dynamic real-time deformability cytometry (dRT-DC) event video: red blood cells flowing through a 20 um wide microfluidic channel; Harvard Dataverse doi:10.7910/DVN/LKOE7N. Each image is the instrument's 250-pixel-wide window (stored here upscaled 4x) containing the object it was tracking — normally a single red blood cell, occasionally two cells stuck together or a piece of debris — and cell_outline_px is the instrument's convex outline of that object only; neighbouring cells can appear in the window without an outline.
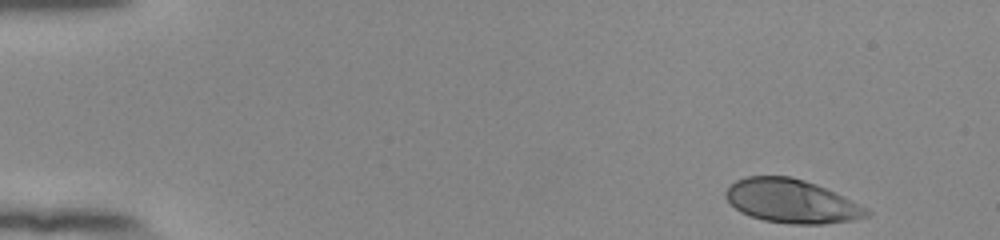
{"species": "human", "species_latin": "Homo sapiens", "temperature_condition": "room temperature", "stored_images_in_passage": 49, "camera_frame_rate_fps": 3000, "um_per_image_px": 0.085, "donor": {"sex": "female"}, "frame": {"image": 1, "passage_image": 1, "time_ms": 0.0, "image_size_px": [1000, 240], "cell_outline_px": [[872, 212], [868, 216], [852, 220], [820, 224], [792, 224], [764, 220], [740, 212], [724, 196], [724, 192], [736, 180], [744, 176], [788, 176], [804, 180], [816, 184], [868, 208]], "centroid_in_image_um": [67.27, 17.09], "position_along_channel_um": 17.7, "area_um2": 35.55}}
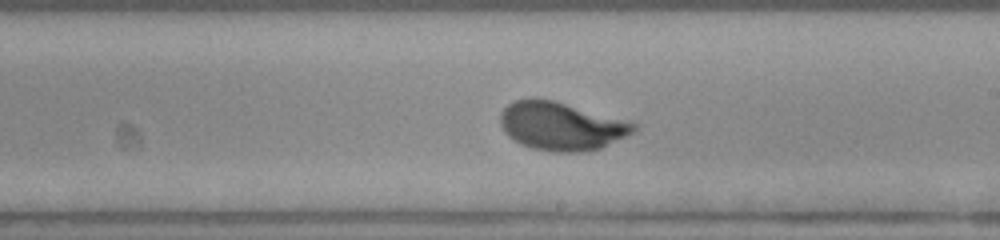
{"frame": {"image": 2, "passage_image": 28, "time_ms": 9.0, "image_size_px": [1000, 240], "cell_outline_px": [[636, 128], [632, 132], [600, 148], [584, 152], [552, 152], [532, 148], [520, 144], [512, 140], [504, 132], [500, 124], [500, 112], [508, 104], [516, 100], [532, 96], [536, 96], [632, 120], [636, 124]], "centroid_in_image_um": [47.68, 10.69], "position_along_channel_um": 241.3, "area_um2": 38.03}}
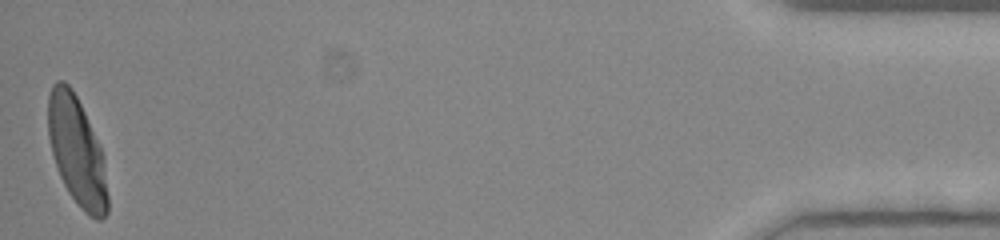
{"frame": {"image": 3, "passage_image": 49, "time_ms": 16.0, "image_size_px": [1000, 240], "cell_outline_px": [[108, 212], [100, 220], [96, 220], [84, 212], [80, 208], [68, 192], [60, 176], [52, 152], [48, 136], [48, 96], [52, 84], [56, 80], [64, 80], [72, 88], [100, 144], [104, 156], [108, 196]], "centroid_in_image_um": [6.54, 12.86], "position_along_channel_um": 428.7, "area_um2": 37.92}, "authors_computed_cell_mechanics": {"area_um2": 36.4718, "velocity_mm_per_s": 3.8901, "shape_relaxation_time_tau1_ms": 2.4201, "shape_relaxation_time_tau2_ms": null, "deformation_change_tau1": 0.1737, "deformation_change_tau2": null}}